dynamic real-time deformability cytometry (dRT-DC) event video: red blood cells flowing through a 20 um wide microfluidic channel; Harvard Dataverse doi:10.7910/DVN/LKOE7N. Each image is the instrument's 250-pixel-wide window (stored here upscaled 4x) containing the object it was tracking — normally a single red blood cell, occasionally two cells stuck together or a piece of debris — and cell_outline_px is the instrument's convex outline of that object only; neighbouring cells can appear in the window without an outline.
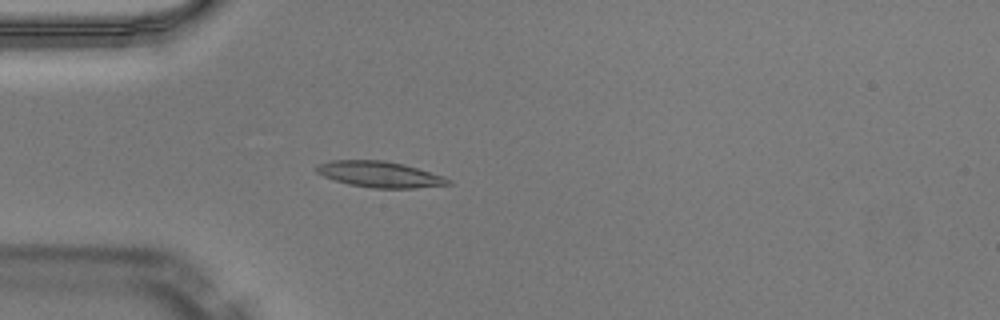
{"species": "Egyptian fruit bat (a non-hibernating species)", "species_latin": "Rousettus aegyptiacus", "temperature_condition": "warm", "stored_images_in_passage": 42, "camera_frame_rate_fps": 3000, "um_per_image_px": 0.085, "animal": {"sex": "male"}, "frame": {"image": 1, "passage_image": 15, "time_ms": 4.667, "image_size_px": [1000, 320], "cell_outline_px": [[452, 184], [416, 188], [372, 188], [348, 184], [324, 176], [316, 172], [316, 168], [320, 164], [332, 160], [384, 160], [404, 164], [444, 176], [452, 180]], "centroid_in_image_um": [32.32, 14.82], "position_along_channel_um": 52.7, "area_um2": 19.88}}
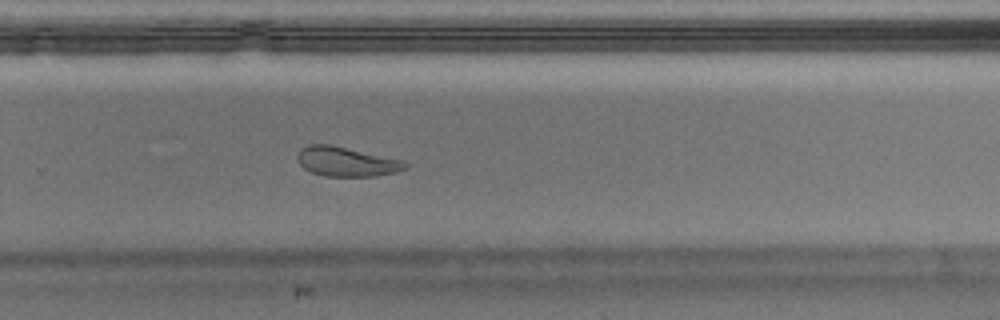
{"frame": {"image": 2, "passage_image": 34, "time_ms": 11.0, "image_size_px": [1000, 320], "cell_outline_px": [[408, 168], [396, 172], [376, 176], [324, 176], [312, 172], [304, 168], [300, 164], [296, 156], [300, 148], [308, 144], [328, 144], [400, 160], [408, 164]], "centroid_in_image_um": [29.4, 13.75], "position_along_channel_um": 300.4, "area_um2": 18.26}}
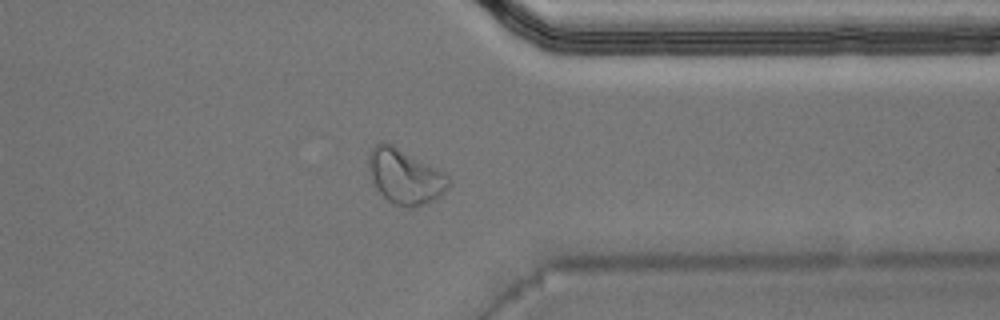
{"frame": {"image": 3, "passage_image": 40, "time_ms": 13.0, "image_size_px": [1000, 320], "cell_outline_px": [[452, 184], [440, 196], [416, 208], [408, 208], [392, 204], [376, 188], [372, 180], [368, 168], [368, 156], [372, 148], [380, 140], [392, 144], [444, 172], [452, 180]], "centroid_in_image_um": [34.43, 15.01], "position_along_channel_um": 377.0, "area_um2": 25.78}, "authors_computed_cell_mechanics": {"area_um2": 18.6116, "velocity_mm_per_s": 4.0411, "shape_relaxation_time_tau1_ms": 7.3597, "shape_relaxation_time_tau2_ms": 2.2526, "deformation_change_tau1": 0.2185, "deformation_change_tau2": 0.0637}}